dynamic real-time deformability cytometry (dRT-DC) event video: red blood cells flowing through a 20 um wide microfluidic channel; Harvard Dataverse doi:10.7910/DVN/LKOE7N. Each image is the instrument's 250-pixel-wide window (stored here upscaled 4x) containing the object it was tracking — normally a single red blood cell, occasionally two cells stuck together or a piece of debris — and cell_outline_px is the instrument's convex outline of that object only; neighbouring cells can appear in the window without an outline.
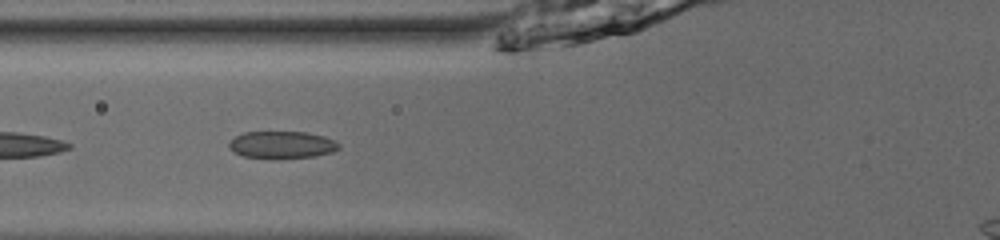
{"species": "common noctule bat (a hibernating species)", "species_latin": "Nyctalus noctula", "temperature_condition": "room temperature", "stored_images_in_passage": 17, "camera_frame_rate_fps": 3000, "um_per_image_px": 0.085, "animal": {"sex": "male", "body_mass_g": 13.0, "forearm_length_mm": 53.1}, "frame": {"image": 1, "passage_image": 6, "time_ms": 1.667, "image_size_px": [1000, 240], "cell_outline_px": [[340, 148], [332, 152], [316, 156], [276, 160], [244, 156], [232, 152], [228, 148], [228, 144], [236, 136], [244, 132], [308, 132], [324, 136], [336, 140], [340, 144]], "centroid_in_image_um": [23.98, 12.33], "position_along_channel_um": 101.8, "area_um2": 17.92}}